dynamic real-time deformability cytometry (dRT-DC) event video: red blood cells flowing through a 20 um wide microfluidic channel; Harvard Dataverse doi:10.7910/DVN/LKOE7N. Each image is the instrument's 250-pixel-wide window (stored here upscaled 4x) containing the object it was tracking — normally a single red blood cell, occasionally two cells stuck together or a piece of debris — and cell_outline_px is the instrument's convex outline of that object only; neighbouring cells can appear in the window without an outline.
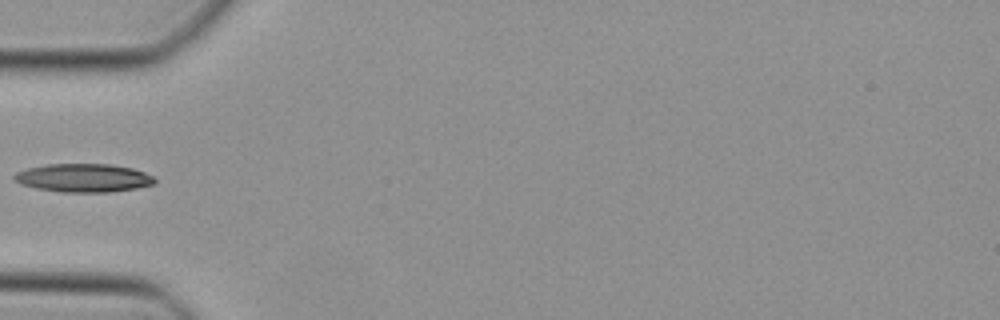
{"species": "Egyptian fruit bat (a non-hibernating species)", "species_latin": "Rousettus aegyptiacus", "temperature_condition": "cold", "stored_images_in_passage": 24, "camera_frame_rate_fps": 3000, "um_per_image_px": 0.085, "animal": {"sex": "female"}, "frame": {"image": 1, "passage_image": 1, "time_ms": 0.0, "image_size_px": [1000, 320], "cell_outline_px": [[156, 184], [136, 188], [108, 192], [60, 192], [36, 188], [20, 184], [12, 180], [12, 176], [16, 172], [28, 168], [48, 164], [108, 164], [132, 168], [144, 172], [152, 176], [156, 180]], "centroid_in_image_um": [7.07, 15.12], "position_along_channel_um": 77.9, "area_um2": 23.29}}
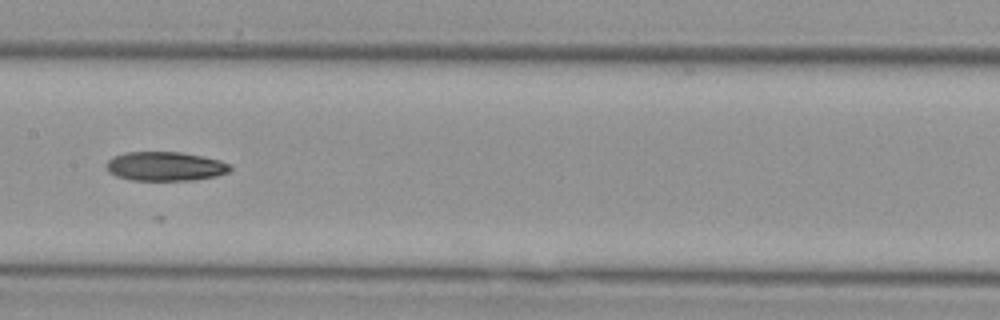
{"frame": {"image": 2, "passage_image": 9, "time_ms": 2.667, "image_size_px": [1000, 320], "cell_outline_px": [[232, 168], [228, 172], [216, 176], [192, 180], [132, 180], [116, 176], [108, 172], [104, 164], [112, 156], [124, 152], [180, 152], [220, 160], [232, 164]], "centroid_in_image_um": [14.01, 14.13], "position_along_channel_um": 193.4, "area_um2": 21.15}}
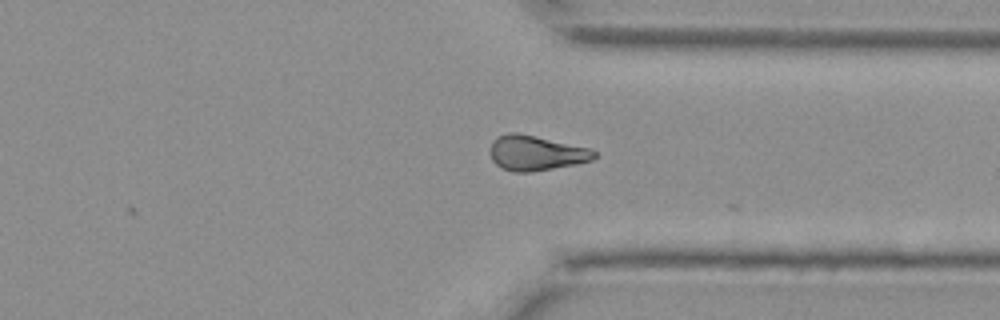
{"frame": {"image": 3, "passage_image": 21, "time_ms": 6.667, "image_size_px": [1000, 320], "cell_outline_px": [[596, 156], [592, 160], [576, 164], [532, 172], [512, 172], [500, 168], [492, 160], [492, 140], [496, 136], [508, 132], [516, 132], [536, 136], [588, 148], [596, 152]], "centroid_in_image_um": [45.53, 13.01], "position_along_channel_um": 365.9, "area_um2": 21.15}}